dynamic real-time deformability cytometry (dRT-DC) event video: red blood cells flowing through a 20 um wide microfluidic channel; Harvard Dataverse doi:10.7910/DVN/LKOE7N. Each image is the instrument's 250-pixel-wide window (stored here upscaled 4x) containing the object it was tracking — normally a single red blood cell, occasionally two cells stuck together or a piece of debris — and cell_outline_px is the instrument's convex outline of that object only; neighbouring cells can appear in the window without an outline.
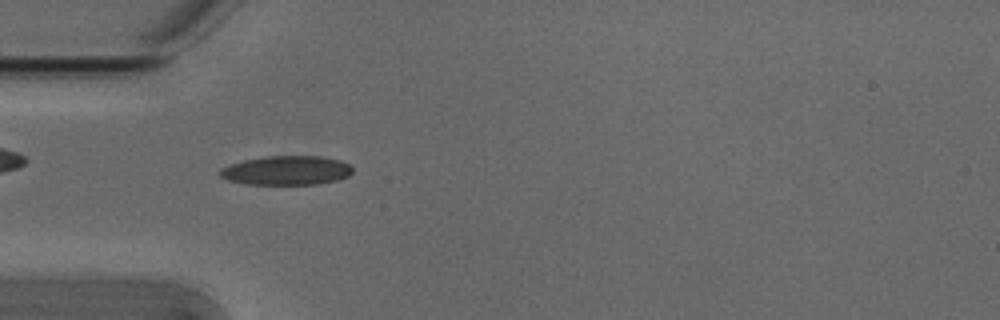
{"species": "Egyptian fruit bat (a non-hibernating species)", "species_latin": "Rousettus aegyptiacus", "temperature_condition": "cold", "stored_images_in_passage": 8, "camera_frame_rate_fps": 3000, "um_per_image_px": 0.085, "animal": {"sex": "male"}, "frame": {"image": 1, "passage_image": 5, "time_ms": 1.333, "image_size_px": [1000, 320], "cell_outline_px": [[352, 172], [348, 176], [336, 180], [316, 184], [248, 184], [228, 180], [220, 176], [220, 168], [244, 160], [264, 156], [320, 156], [340, 160], [348, 164], [352, 168]], "centroid_in_image_um": [24.35, 14.48], "position_along_channel_um": 60.6, "area_um2": 22.37}}